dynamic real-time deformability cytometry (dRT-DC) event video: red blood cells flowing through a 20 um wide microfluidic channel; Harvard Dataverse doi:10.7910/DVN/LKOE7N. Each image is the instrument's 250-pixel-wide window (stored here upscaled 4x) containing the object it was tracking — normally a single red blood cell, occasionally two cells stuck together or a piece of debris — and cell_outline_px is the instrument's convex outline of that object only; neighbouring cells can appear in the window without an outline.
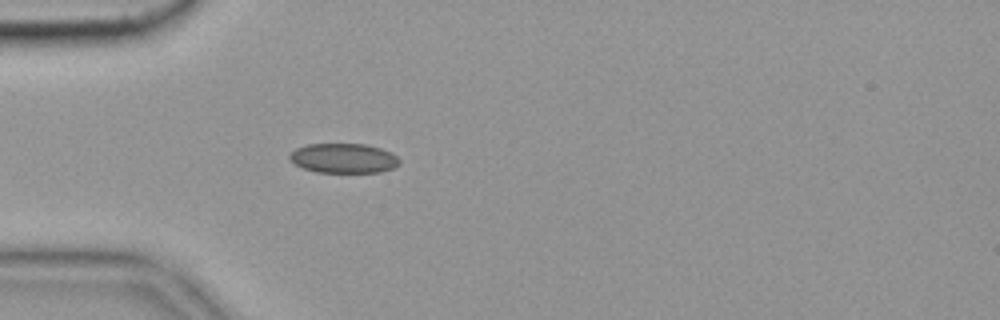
{"species": "common noctule bat (a hibernating species)", "species_latin": "Nyctalus noctula", "temperature_condition": "cold", "stored_images_in_passage": 57, "camera_frame_rate_fps": 3000, "um_per_image_px": 0.085, "animal": {"sex": "female", "body_mass_g": 19.9}, "frame": {"image": 1, "passage_image": 17, "time_ms": 5.333, "image_size_px": [1000, 320], "cell_outline_px": [[400, 164], [392, 168], [380, 172], [316, 172], [304, 168], [288, 160], [288, 156], [296, 148], [308, 144], [364, 144], [380, 148], [392, 152], [400, 160]], "centroid_in_image_um": [29.21, 13.45], "position_along_channel_um": 55.8, "area_um2": 18.96}}
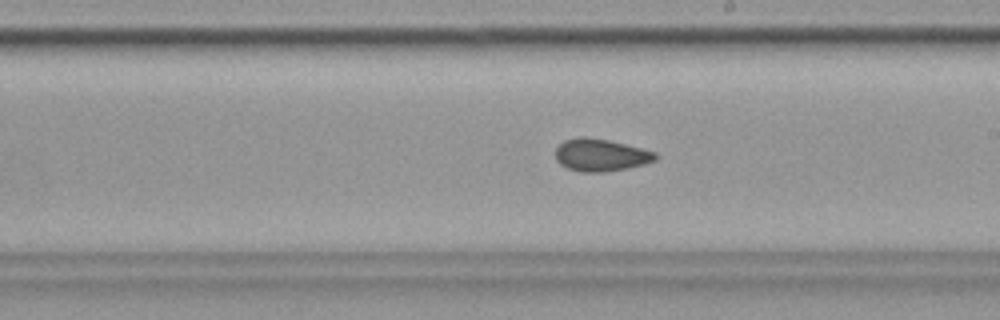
{"frame": {"image": 2, "passage_image": 33, "time_ms": 10.667, "image_size_px": [1000, 320], "cell_outline_px": [[656, 160], [644, 164], [628, 168], [600, 172], [580, 172], [568, 168], [560, 164], [556, 160], [556, 148], [564, 140], [580, 136], [584, 136], [608, 140], [656, 152]], "centroid_in_image_um": [51.03, 13.18], "position_along_channel_um": 238.0, "area_um2": 18.73}, "authors_computed_cell_mechanics": {"area_um2": 18.9584, "velocity_mm_per_s": 3.5446, "shape_relaxation_time_tau1_ms": null, "shape_relaxation_time_tau2_ms": 2.4988, "deformation_change_tau1": null, "deformation_change_tau2": 0.0797}}